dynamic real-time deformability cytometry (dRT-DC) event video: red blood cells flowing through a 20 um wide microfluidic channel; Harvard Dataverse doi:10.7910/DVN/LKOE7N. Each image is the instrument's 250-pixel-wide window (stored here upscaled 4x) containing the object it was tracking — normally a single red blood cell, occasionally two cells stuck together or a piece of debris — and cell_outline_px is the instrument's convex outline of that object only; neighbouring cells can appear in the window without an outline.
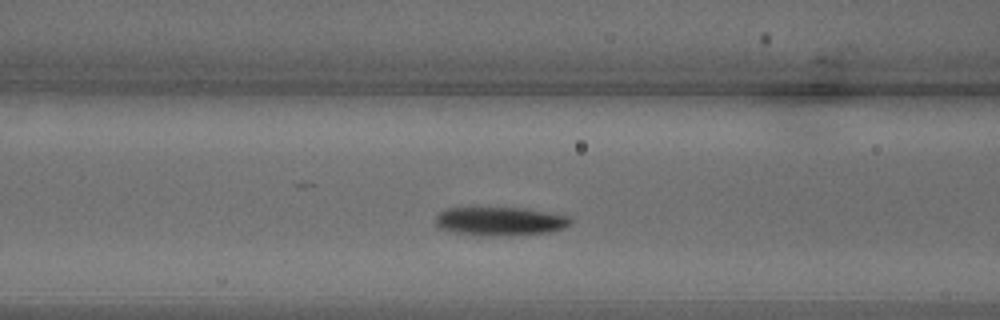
{"species": "common noctule bat (a hibernating species)", "species_latin": "Nyctalus noctula", "temperature_condition": "warm", "stored_images_in_passage": 15, "camera_frame_rate_fps": 3000, "um_per_image_px": 0.085, "animal": {"sex": "male", "body_mass_g": 18.8}, "frame": {"image": 1, "passage_image": 7, "time_ms": 2.0, "image_size_px": [1000, 320], "cell_outline_px": [[572, 224], [564, 228], [548, 232], [488, 236], [456, 232], [440, 228], [436, 224], [436, 216], [440, 212], [448, 208], [524, 208], [568, 216], [572, 220]], "centroid_in_image_um": [42.52, 18.8], "position_along_channel_um": 124.1, "area_um2": 22.08}}
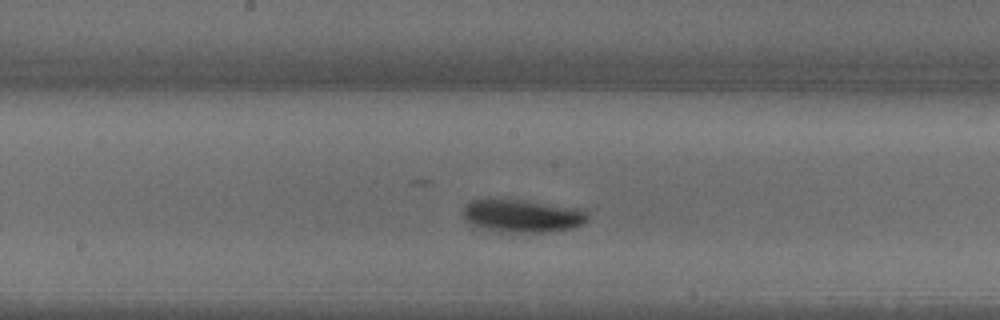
{"frame": {"image": 2, "passage_image": 11, "time_ms": 3.333, "image_size_px": [1000, 320], "cell_outline_px": [[588, 220], [584, 224], [572, 228], [552, 232], [500, 232], [484, 228], [472, 224], [464, 220], [464, 204], [472, 200], [528, 200], [584, 208], [588, 212]], "centroid_in_image_um": [44.49, 18.35], "position_along_channel_um": 203.7, "area_um2": 24.22}}
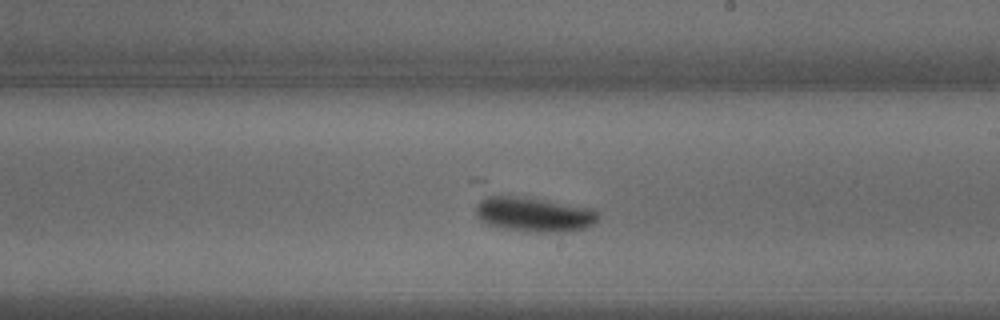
{"frame": {"image": 3, "passage_image": 13, "time_ms": 4.0, "image_size_px": [1000, 320], "cell_outline_px": [[600, 216], [592, 224], [584, 228], [572, 232], [540, 232], [504, 228], [488, 224], [476, 216], [476, 204], [488, 192], [492, 192], [520, 196], [596, 208], [600, 212]], "centroid_in_image_um": [45.37, 18.17], "position_along_channel_um": 243.6, "area_um2": 25.43}}